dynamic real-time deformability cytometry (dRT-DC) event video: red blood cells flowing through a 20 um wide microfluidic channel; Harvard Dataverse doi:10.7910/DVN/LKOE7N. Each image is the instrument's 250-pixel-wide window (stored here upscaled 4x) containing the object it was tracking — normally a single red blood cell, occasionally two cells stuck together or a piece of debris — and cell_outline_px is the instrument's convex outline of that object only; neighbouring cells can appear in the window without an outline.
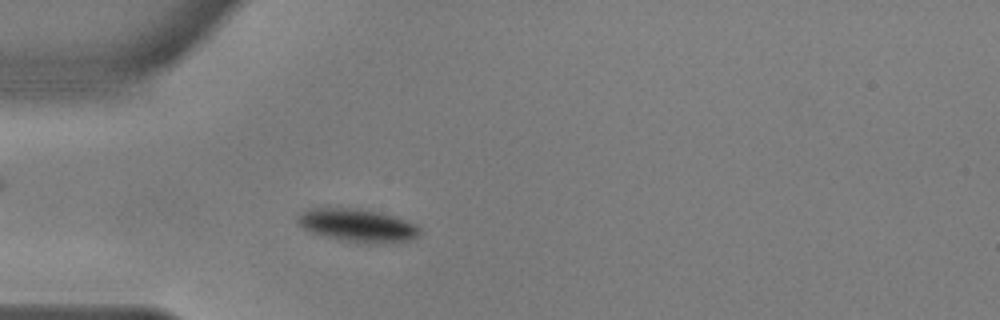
{"species": "common noctule bat (a hibernating species)", "species_latin": "Nyctalus noctula", "temperature_condition": "warm", "stored_images_in_passage": 52, "camera_frame_rate_fps": 3000, "um_per_image_px": 0.085, "animal": {"sex": "male", "body_mass_g": 17.9, "forearm_length_mm": 54.2}, "frame": {"image": 1, "passage_image": 12, "time_ms": 3.667, "image_size_px": [1000, 320], "cell_outline_px": [[420, 236], [412, 240], [384, 244], [368, 244], [336, 240], [320, 236], [304, 228], [296, 220], [296, 216], [300, 212], [308, 208], [356, 208], [380, 212], [408, 220], [416, 224], [420, 228]], "centroid_in_image_um": [30.41, 19.18], "position_along_channel_um": 54.6, "area_um2": 24.22}}
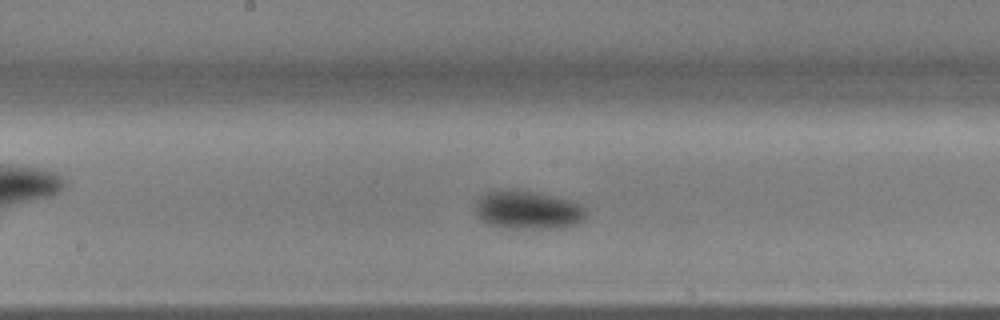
{"frame": {"image": 2, "passage_image": 25, "time_ms": 8.0, "image_size_px": [1000, 320], "cell_outline_px": [[584, 220], [576, 224], [560, 228], [504, 228], [488, 224], [476, 212], [476, 200], [480, 196], [496, 188], [512, 188], [568, 200], [580, 204], [584, 208]], "centroid_in_image_um": [44.82, 17.84], "position_along_channel_um": 203.4, "area_um2": 24.62}}
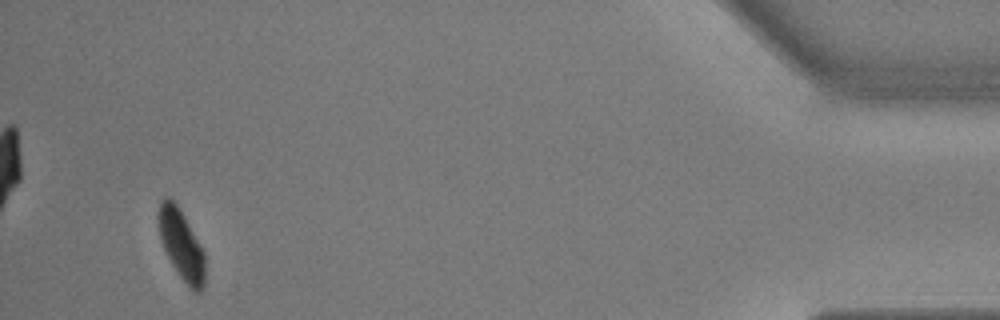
{"frame": {"image": 3, "passage_image": 49, "time_ms": 16.0, "image_size_px": [1000, 320], "cell_outline_px": [[204, 288], [200, 292], [192, 292], [188, 288], [172, 264], [160, 240], [156, 216], [160, 200], [164, 196], [168, 196], [176, 204], [184, 216], [204, 252]], "centroid_in_image_um": [15.38, 20.79], "position_along_channel_um": 419.8, "area_um2": 19.07}, "authors_computed_cell_mechanics": {"area_um2": 22.3686, "velocity_mm_per_s": 3.6032, "shape_relaxation_time_tau1_ms": 1.6083, "shape_relaxation_time_tau2_ms": null, "deformation_change_tau1": 0.1151, "deformation_change_tau2": null}}